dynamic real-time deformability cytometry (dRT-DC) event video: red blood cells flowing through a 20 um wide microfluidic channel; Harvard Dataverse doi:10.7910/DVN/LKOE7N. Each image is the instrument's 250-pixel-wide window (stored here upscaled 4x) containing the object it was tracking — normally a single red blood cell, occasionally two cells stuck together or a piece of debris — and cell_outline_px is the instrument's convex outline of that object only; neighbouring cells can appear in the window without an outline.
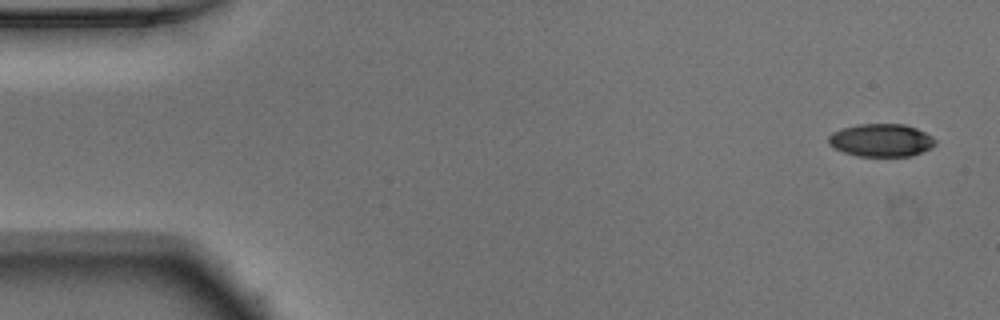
{"species": "Egyptian fruit bat (a non-hibernating species)", "species_latin": "Rousettus aegyptiacus", "temperature_condition": "warm", "stored_images_in_passage": 50, "camera_frame_rate_fps": 3000, "um_per_image_px": 0.085, "animal": {"sex": "male"}, "frame": {"image": 1, "passage_image": 1, "time_ms": 0.0, "image_size_px": [1000, 320], "cell_outline_px": [[936, 144], [932, 148], [912, 156], [856, 156], [844, 152], [828, 144], [828, 136], [832, 132], [840, 128], [856, 124], [904, 124], [916, 128], [932, 136], [936, 140]], "centroid_in_image_um": [74.9, 11.92], "position_along_channel_um": 10.1, "area_um2": 20.63}}
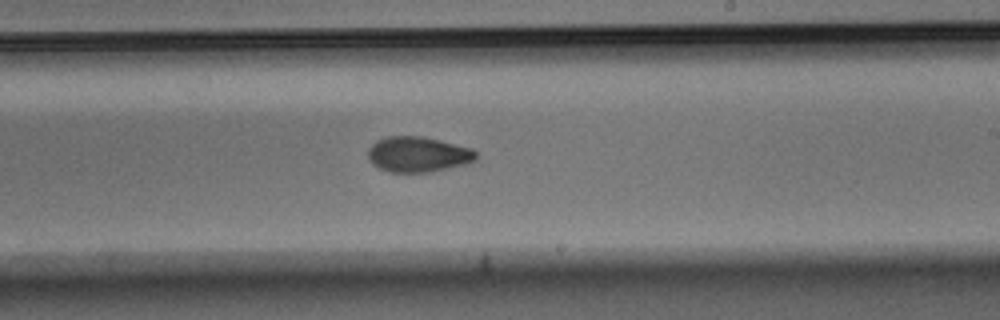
{"frame": {"image": 2, "passage_image": 29, "time_ms": 9.333, "image_size_px": [1000, 320], "cell_outline_px": [[476, 160], [468, 164], [432, 172], [388, 172], [372, 164], [368, 156], [368, 148], [376, 140], [388, 136], [420, 136], [440, 140], [472, 148], [476, 152]], "centroid_in_image_um": [35.54, 13.12], "position_along_channel_um": 253.5, "area_um2": 22.48}}
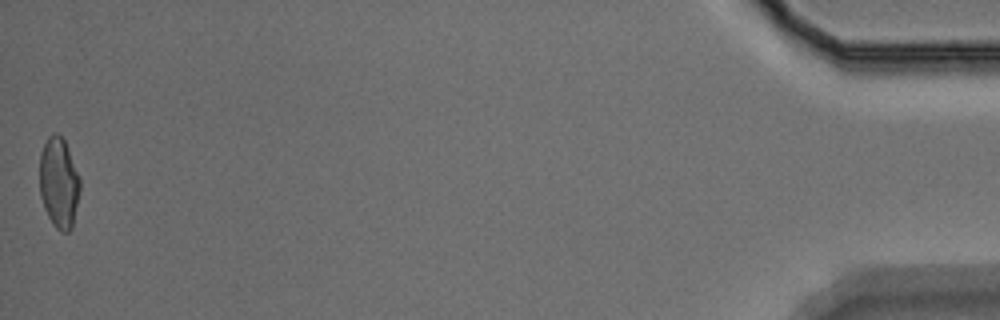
{"frame": {"image": 3, "passage_image": 50, "time_ms": 16.333, "image_size_px": [1000, 320], "cell_outline_px": [[80, 192], [72, 228], [68, 232], [60, 232], [52, 224], [44, 208], [40, 196], [40, 152], [48, 136], [52, 132], [56, 132], [64, 140], [68, 148], [80, 176]], "centroid_in_image_um": [5.01, 15.54], "position_along_channel_um": 430.2, "area_um2": 21.62}, "authors_computed_cell_mechanics": {"area_um2": 22.1374, "velocity_mm_per_s": 3.9191, "shape_relaxation_time_tau1_ms": 7.9169, "shape_relaxation_time_tau2_ms": 2.0028, "deformation_change_tau1": 0.1819, "deformation_change_tau2": 0.0677}}